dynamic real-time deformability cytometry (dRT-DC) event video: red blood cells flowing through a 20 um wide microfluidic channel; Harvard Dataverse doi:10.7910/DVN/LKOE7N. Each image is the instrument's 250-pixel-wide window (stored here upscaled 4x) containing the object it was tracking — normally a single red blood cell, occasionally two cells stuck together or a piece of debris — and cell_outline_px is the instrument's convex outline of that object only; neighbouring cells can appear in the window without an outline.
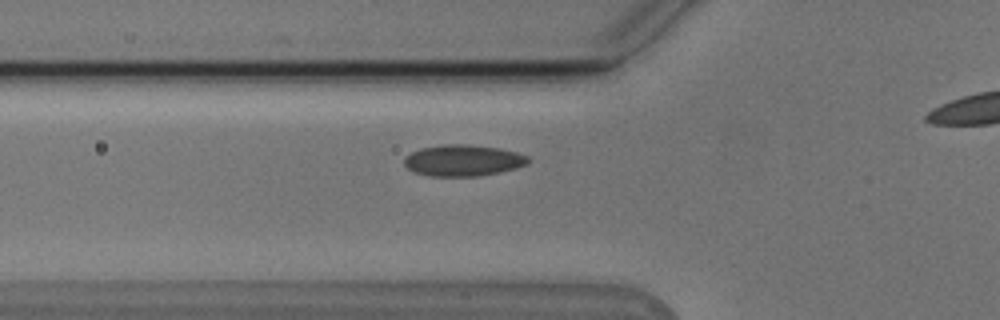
{"species": "Egyptian fruit bat (a non-hibernating species)", "species_latin": "Rousettus aegyptiacus", "temperature_condition": "cold", "stored_images_in_passage": 30, "camera_frame_rate_fps": 3000, "um_per_image_px": 0.085, "animal": {"sex": "male"}, "frame": {"image": 1, "passage_image": 2, "time_ms": 0.333, "image_size_px": [1000, 320], "cell_outline_px": [[532, 160], [528, 164], [516, 168], [500, 172], [476, 176], [432, 176], [412, 172], [404, 164], [404, 156], [420, 148], [444, 144], [468, 144], [500, 148], [516, 152], [528, 156]], "centroid_in_image_um": [39.37, 13.63], "position_along_channel_um": 86.4, "area_um2": 22.83}}
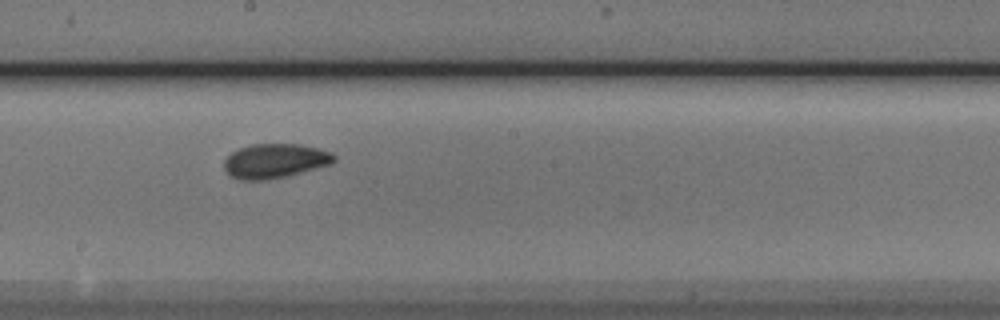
{"frame": {"image": 2, "passage_image": 13, "time_ms": 4.0, "image_size_px": [1000, 320], "cell_outline_px": [[336, 160], [332, 164], [284, 176], [264, 180], [240, 180], [232, 176], [224, 168], [224, 160], [232, 152], [240, 148], [252, 144], [300, 144], [332, 152], [336, 156]], "centroid_in_image_um": [23.38, 13.67], "position_along_channel_um": 224.8, "area_um2": 21.85}}
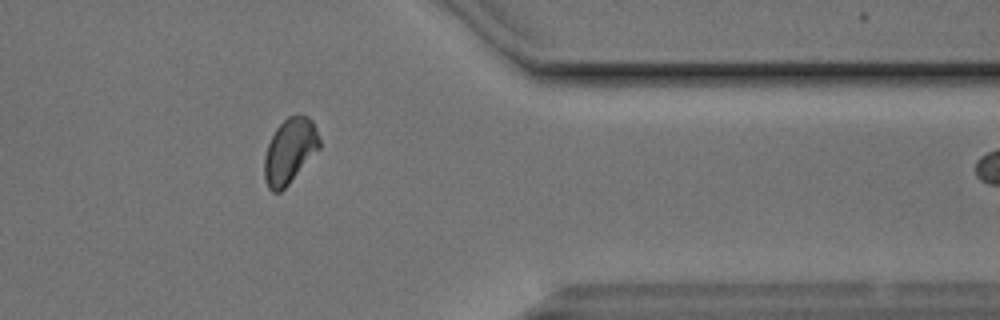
{"frame": {"image": 3, "passage_image": 27, "time_ms": 8.667, "image_size_px": [1000, 320], "cell_outline_px": [[320, 148], [288, 184], [280, 192], [272, 192], [268, 188], [264, 180], [264, 156], [268, 144], [276, 128], [288, 116], [308, 116], [312, 120], [320, 140]], "centroid_in_image_um": [24.61, 12.84], "position_along_channel_um": 386.8, "area_um2": 20.69}}